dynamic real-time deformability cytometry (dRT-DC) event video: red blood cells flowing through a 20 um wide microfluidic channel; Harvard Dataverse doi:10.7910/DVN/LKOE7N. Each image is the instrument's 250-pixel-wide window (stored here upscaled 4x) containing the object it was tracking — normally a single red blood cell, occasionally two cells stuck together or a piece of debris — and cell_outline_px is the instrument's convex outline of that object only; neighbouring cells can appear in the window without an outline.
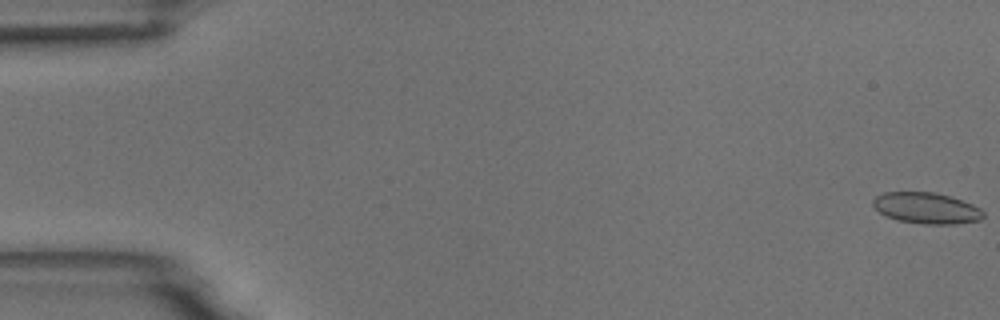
{"species": "common noctule bat (a hibernating species)", "species_latin": "Nyctalus noctula", "temperature_condition": "room temperature", "stored_images_in_passage": 48, "camera_frame_rate_fps": 3000, "um_per_image_px": 0.085, "animal": {"sex": "male", "body_mass_g": 18.8}, "frame": {"image": 1, "passage_image": 1, "time_ms": 0.0, "image_size_px": [1000, 320], "cell_outline_px": [[984, 216], [980, 220], [956, 224], [924, 224], [900, 220], [888, 216], [880, 212], [872, 204], [872, 200], [876, 196], [884, 192], [932, 192], [948, 196], [972, 204], [980, 208], [984, 212]], "centroid_in_image_um": [78.76, 17.69], "position_along_channel_um": 6.2, "area_um2": 19.77}}
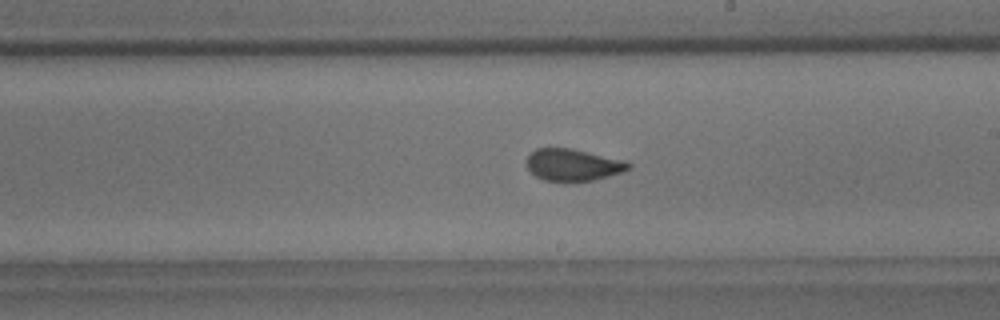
{"frame": {"image": 2, "passage_image": 32, "time_ms": 10.333, "image_size_px": [1000, 320], "cell_outline_px": [[632, 164], [624, 172], [592, 180], [544, 180], [536, 176], [524, 164], [528, 156], [536, 148], [572, 148], [624, 160]], "centroid_in_image_um": [48.69, 13.99], "position_along_channel_um": 240.3, "area_um2": 18.73}}
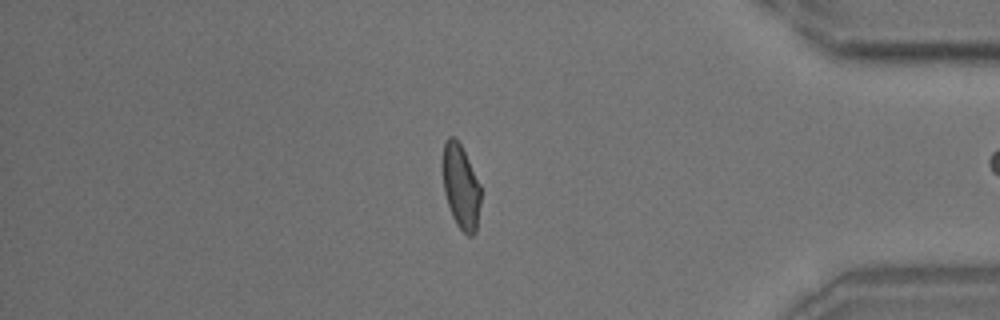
{"frame": {"image": 3, "passage_image": 47, "time_ms": 15.333, "image_size_px": [1000, 320], "cell_outline_px": [[480, 204], [476, 232], [472, 236], [468, 236], [456, 224], [452, 216], [444, 192], [444, 144], [448, 136], [452, 136], [460, 144], [480, 184]], "centroid_in_image_um": [39.19, 15.92], "position_along_channel_um": 396.0, "area_um2": 18.21}}